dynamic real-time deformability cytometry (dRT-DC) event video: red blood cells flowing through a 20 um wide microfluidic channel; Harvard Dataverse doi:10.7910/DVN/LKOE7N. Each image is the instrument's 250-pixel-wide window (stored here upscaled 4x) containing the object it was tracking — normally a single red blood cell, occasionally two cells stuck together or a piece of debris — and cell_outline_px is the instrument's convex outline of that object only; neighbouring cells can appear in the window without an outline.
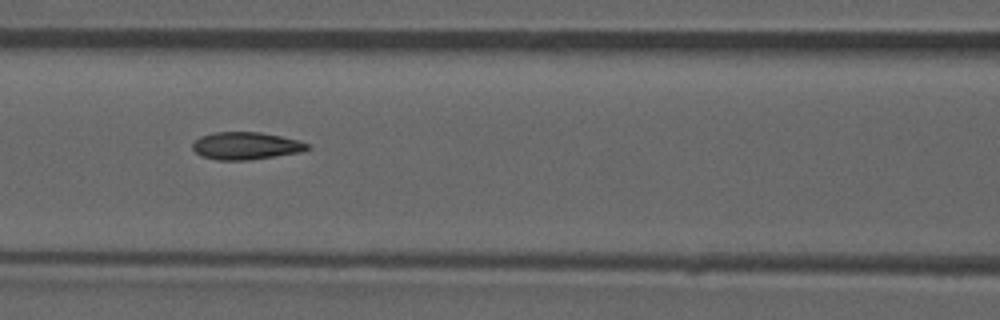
{"species": "common noctule bat (a hibernating species)", "species_latin": "Nyctalus noctula", "temperature_condition": "room temperature", "stored_images_in_passage": 51, "camera_frame_rate_fps": 3000, "um_per_image_px": 0.085, "animal": {"sex": "male", "forearm_length_mm": 52.5}, "frame": {"image": 1, "passage_image": 22, "time_ms": 7.0, "image_size_px": [1000, 320], "cell_outline_px": [[312, 148], [304, 152], [248, 160], [216, 160], [200, 156], [192, 148], [192, 144], [200, 136], [212, 132], [260, 132], [300, 140], [312, 144]], "centroid_in_image_um": [20.96, 12.39], "position_along_channel_um": 145.6, "area_um2": 18.73}, "authors_computed_cell_mechanics": {"area_um2": 18.6694, "velocity_mm_per_s": 3.9543, "shape_relaxation_time_tau1_ms": null, "shape_relaxation_time_tau2_ms": 1.7779, "deformation_change_tau1": null, "deformation_change_tau2": 0.0808}}